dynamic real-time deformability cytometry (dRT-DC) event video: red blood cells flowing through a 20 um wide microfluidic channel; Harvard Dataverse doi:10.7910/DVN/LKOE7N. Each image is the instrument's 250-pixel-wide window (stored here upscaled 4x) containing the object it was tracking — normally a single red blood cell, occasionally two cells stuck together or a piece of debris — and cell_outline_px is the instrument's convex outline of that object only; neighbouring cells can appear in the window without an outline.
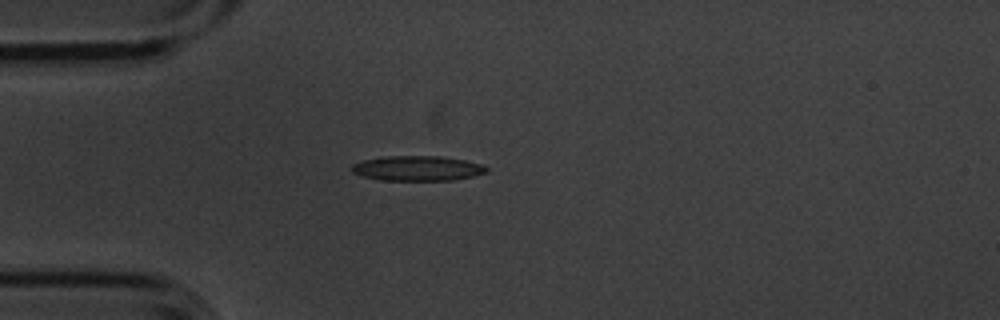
{"species": "common noctule bat (a hibernating species)", "species_latin": "Nyctalus noctula", "temperature_condition": "cold", "stored_images_in_passage": 3, "camera_frame_rate_fps": 3000, "um_per_image_px": 0.085, "animal": {"sex": "male", "body_mass_g": 20.1, "forearm_length_mm": 53.5}, "frame": {"image": 1, "passage_image": 2, "time_ms": 0.333, "image_size_px": [1000, 320], "cell_outline_px": [[488, 172], [472, 176], [452, 180], [380, 180], [364, 176], [352, 172], [352, 164], [364, 160], [380, 156], [440, 156], [464, 160], [484, 164], [488, 168]], "centroid_in_image_um": [35.5, 14.3], "position_along_channel_um": 49.5, "area_um2": 19.59}}